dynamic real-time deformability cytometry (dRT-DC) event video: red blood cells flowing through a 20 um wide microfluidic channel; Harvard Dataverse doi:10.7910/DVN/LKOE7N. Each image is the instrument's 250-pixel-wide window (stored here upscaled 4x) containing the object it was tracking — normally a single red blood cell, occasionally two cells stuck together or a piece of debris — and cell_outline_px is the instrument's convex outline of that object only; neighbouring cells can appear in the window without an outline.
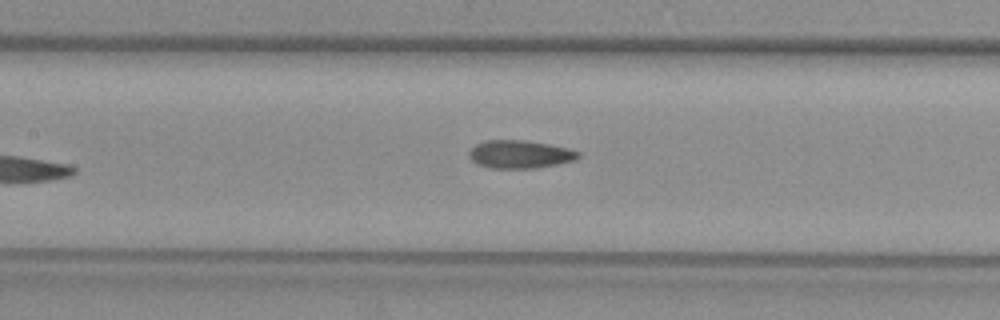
{"species": "common noctule bat (a hibernating species)", "species_latin": "Nyctalus noctula", "temperature_condition": "warm", "stored_images_in_passage": 4, "camera_frame_rate_fps": 3000, "um_per_image_px": 0.085, "animal": {"sex": "female", "body_mass_g": 29.2, "forearm_length_mm": 56.3}, "frame": {"image": 1, "passage_image": 4, "time_ms": 3.667, "image_size_px": [1000, 320], "cell_outline_px": [[580, 156], [576, 160], [536, 168], [488, 168], [476, 164], [468, 156], [468, 152], [476, 144], [484, 140], [528, 140], [568, 148], [580, 152]], "centroid_in_image_um": [44.17, 13.11], "position_along_channel_um": 163.2, "area_um2": 17.98}}